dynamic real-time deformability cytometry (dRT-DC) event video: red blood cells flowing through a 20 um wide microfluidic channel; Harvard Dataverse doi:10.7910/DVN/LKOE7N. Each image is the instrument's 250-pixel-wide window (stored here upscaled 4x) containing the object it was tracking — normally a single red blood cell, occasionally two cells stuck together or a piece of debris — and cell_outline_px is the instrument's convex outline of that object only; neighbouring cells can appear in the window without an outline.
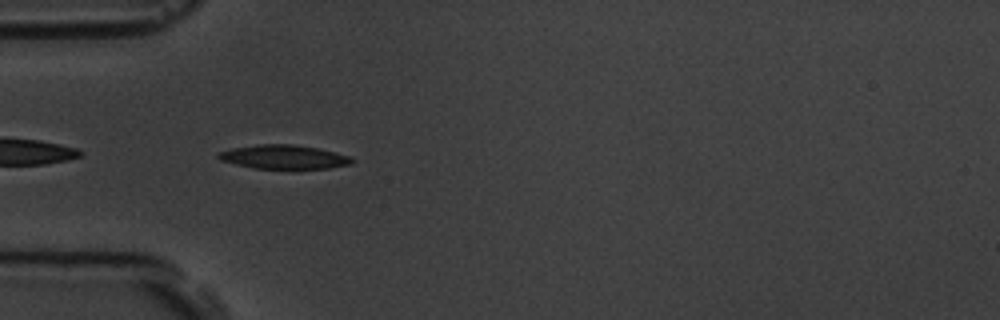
{"species": "common noctule bat (a hibernating species)", "species_latin": "Nyctalus noctula", "temperature_condition": "room temperature", "stored_images_in_passage": 6, "camera_frame_rate_fps": 3000, "um_per_image_px": 0.085, "animal": {"sex": "male", "body_mass_g": 19.5, "forearm_length_mm": 54.6}, "frame": {"image": 1, "passage_image": 5, "time_ms": 4.667, "image_size_px": [1000, 320], "cell_outline_px": [[356, 160], [352, 164], [328, 168], [252, 168], [220, 160], [216, 156], [216, 152], [232, 148], [256, 144], [292, 144], [316, 148], [336, 152], [352, 156]], "centroid_in_image_um": [24.13, 13.33], "position_along_channel_um": 60.9, "area_um2": 18.73}}